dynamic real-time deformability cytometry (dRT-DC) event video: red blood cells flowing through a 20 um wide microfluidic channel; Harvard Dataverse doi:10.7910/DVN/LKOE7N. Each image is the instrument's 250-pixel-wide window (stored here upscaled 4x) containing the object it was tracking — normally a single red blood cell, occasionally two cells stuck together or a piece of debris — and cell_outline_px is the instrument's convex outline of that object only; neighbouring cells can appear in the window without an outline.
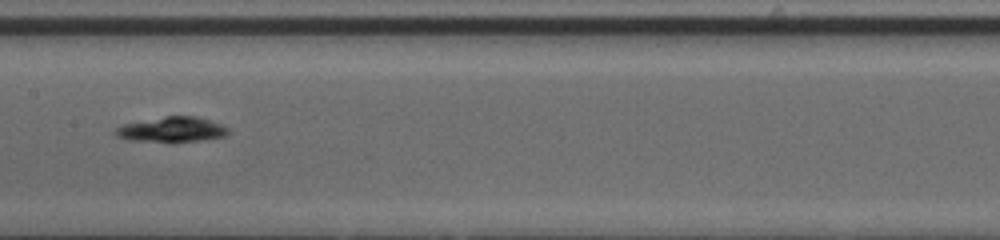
{"species": "human", "species_latin": "Homo sapiens", "temperature_condition": "cold", "stored_images_in_passage": 57, "camera_frame_rate_fps": 3000, "um_per_image_px": 0.085, "donor": {"sex": "male"}, "frame": {"image": 1, "passage_image": 33, "time_ms": 10.667, "image_size_px": [1000, 240], "cell_outline_px": [[232, 132], [228, 136], [172, 144], [128, 140], [116, 136], [112, 132], [116, 128], [124, 124], [164, 116], [196, 116], [220, 124], [228, 128]], "centroid_in_image_um": [14.6, 11.05], "position_along_channel_um": 192.8, "area_um2": 17.11}}